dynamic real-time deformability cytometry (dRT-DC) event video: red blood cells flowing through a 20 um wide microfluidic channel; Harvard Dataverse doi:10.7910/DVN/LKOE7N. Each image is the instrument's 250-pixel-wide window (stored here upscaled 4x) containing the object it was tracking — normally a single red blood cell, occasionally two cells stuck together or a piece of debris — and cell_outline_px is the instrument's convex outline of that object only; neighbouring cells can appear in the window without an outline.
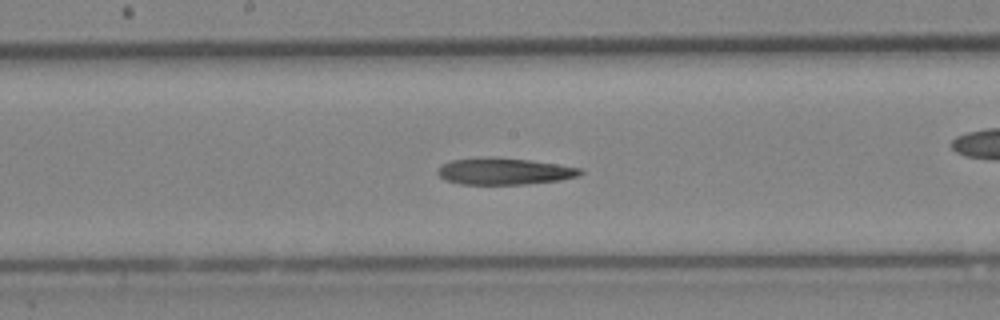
{"species": "Egyptian fruit bat (a non-hibernating species)", "species_latin": "Rousettus aegyptiacus", "temperature_condition": "cold", "stored_images_in_passage": 41, "camera_frame_rate_fps": 3000, "um_per_image_px": 0.085, "animal": {"sex": "female"}, "frame": {"image": 1, "passage_image": 24, "time_ms": 7.667, "image_size_px": [1000, 320], "cell_outline_px": [[584, 172], [576, 176], [560, 180], [528, 184], [460, 184], [444, 180], [436, 172], [444, 164], [452, 160], [528, 160], [556, 164], [580, 168]], "centroid_in_image_um": [42.9, 14.62], "position_along_channel_um": 205.3, "area_um2": 20.92}}